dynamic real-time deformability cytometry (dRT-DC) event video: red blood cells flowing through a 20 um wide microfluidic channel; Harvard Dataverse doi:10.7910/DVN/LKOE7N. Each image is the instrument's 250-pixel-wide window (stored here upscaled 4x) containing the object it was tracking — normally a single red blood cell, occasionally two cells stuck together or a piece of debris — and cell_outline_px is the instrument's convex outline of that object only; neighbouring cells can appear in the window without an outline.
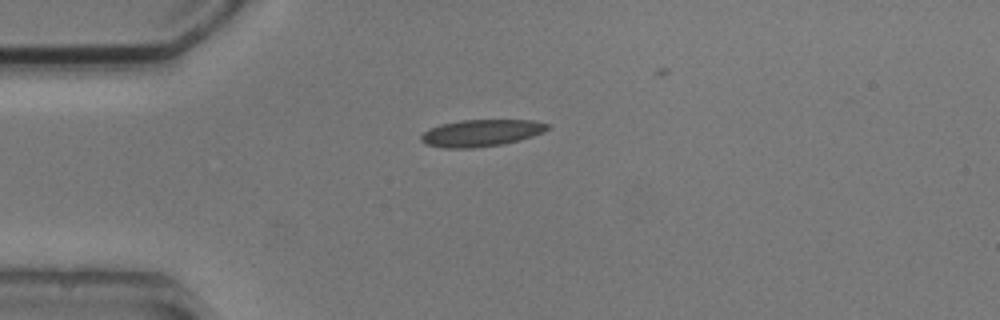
{"species": "common noctule bat (a hibernating species)", "species_latin": "Nyctalus noctula", "temperature_condition": "cold", "stored_images_in_passage": 3, "camera_frame_rate_fps": 3000, "um_per_image_px": 0.085, "animal": {"sex": "male", "body_mass_g": 20.5, "forearm_length_mm": 52.5}, "frame": {"image": 1, "passage_image": 1, "time_ms": 0.0, "image_size_px": [1000, 320], "cell_outline_px": [[552, 128], [544, 132], [532, 136], [504, 144], [472, 148], [444, 148], [424, 144], [420, 140], [420, 136], [428, 128], [440, 124], [460, 120], [536, 120], [548, 124]], "centroid_in_image_um": [40.89, 11.3], "position_along_channel_um": 44.1, "area_um2": 20.06}}
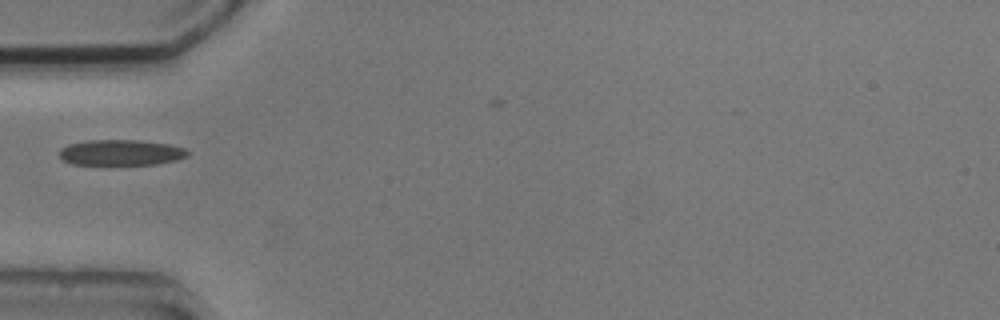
{"frame": {"image": 2, "passage_image": 2, "time_ms": 1.333, "image_size_px": [1000, 320], "cell_outline_px": [[188, 156], [176, 160], [156, 164], [72, 164], [64, 160], [60, 156], [60, 148], [68, 144], [88, 140], [136, 140], [168, 144], [184, 148], [188, 152]], "centroid_in_image_um": [10.27, 12.96], "position_along_channel_um": 74.7, "area_um2": 19.02}}